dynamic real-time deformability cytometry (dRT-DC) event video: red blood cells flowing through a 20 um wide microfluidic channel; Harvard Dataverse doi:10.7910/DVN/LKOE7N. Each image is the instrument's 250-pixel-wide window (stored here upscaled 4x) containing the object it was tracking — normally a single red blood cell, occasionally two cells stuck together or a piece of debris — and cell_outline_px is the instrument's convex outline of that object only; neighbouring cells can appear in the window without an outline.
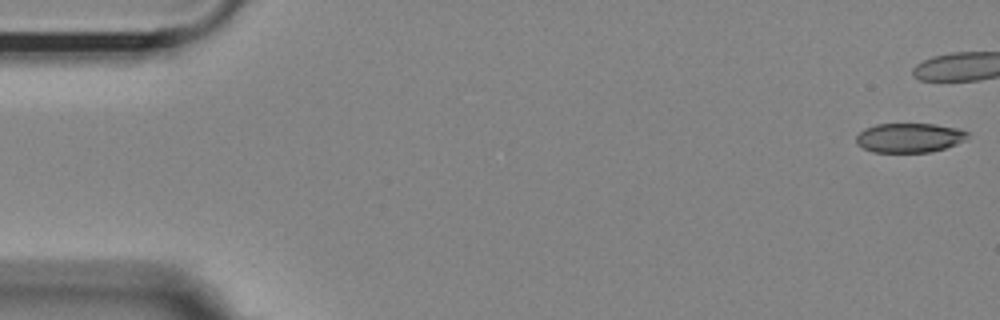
{"species": "Egyptian fruit bat (a non-hibernating species)", "species_latin": "Rousettus aegyptiacus", "temperature_condition": "room temperature", "stored_images_in_passage": 42, "camera_frame_rate_fps": 3000, "um_per_image_px": 0.085, "animal": {"sex": "female"}, "frame": {"image": 1, "passage_image": 1, "time_ms": 0.0, "image_size_px": [1000, 320], "cell_outline_px": [[968, 136], [964, 140], [956, 144], [932, 152], [872, 152], [856, 144], [856, 136], [864, 128], [876, 124], [936, 124], [956, 128], [968, 132]], "centroid_in_image_um": [77.27, 11.71], "position_along_channel_um": 7.7, "area_um2": 19.07}}
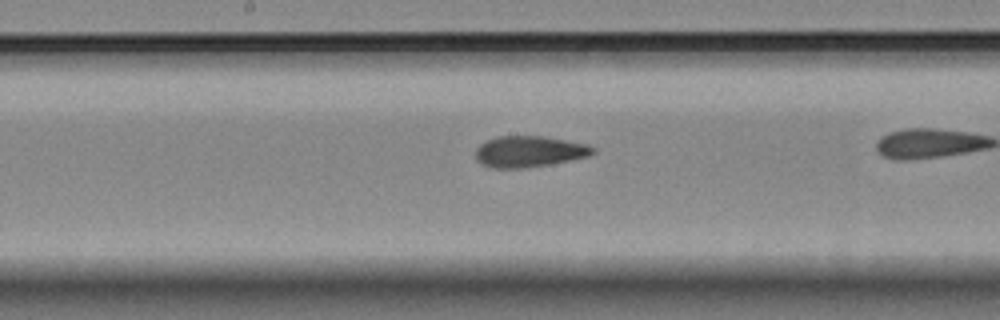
{"frame": {"image": 2, "passage_image": 28, "time_ms": 9.0, "image_size_px": [1000, 320], "cell_outline_px": [[596, 152], [588, 156], [548, 164], [524, 168], [492, 168], [484, 164], [476, 156], [476, 148], [480, 144], [496, 136], [544, 136], [588, 144], [596, 148]], "centroid_in_image_um": [45.01, 12.86], "position_along_channel_um": 203.2, "area_um2": 21.1}}
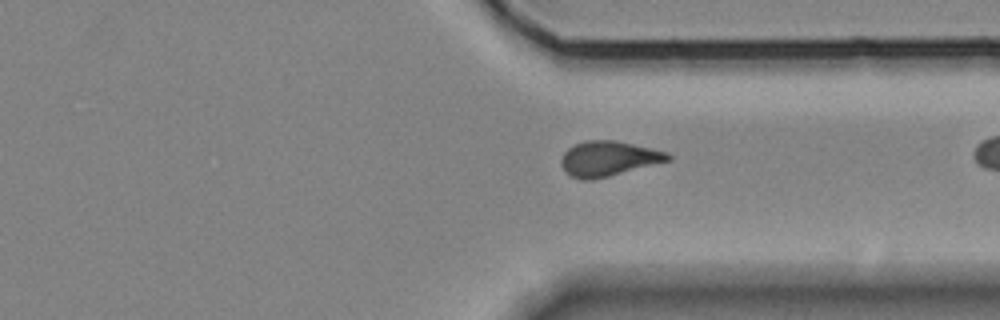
{"frame": {"image": 3, "passage_image": 41, "time_ms": 13.333, "image_size_px": [1000, 320], "cell_outline_px": [[672, 160], [592, 180], [584, 180], [572, 176], [560, 164], [560, 160], [564, 152], [568, 148], [584, 140], [616, 140], [668, 152], [672, 156]], "centroid_in_image_um": [51.74, 13.47], "position_along_channel_um": 359.7, "area_um2": 21.68}}